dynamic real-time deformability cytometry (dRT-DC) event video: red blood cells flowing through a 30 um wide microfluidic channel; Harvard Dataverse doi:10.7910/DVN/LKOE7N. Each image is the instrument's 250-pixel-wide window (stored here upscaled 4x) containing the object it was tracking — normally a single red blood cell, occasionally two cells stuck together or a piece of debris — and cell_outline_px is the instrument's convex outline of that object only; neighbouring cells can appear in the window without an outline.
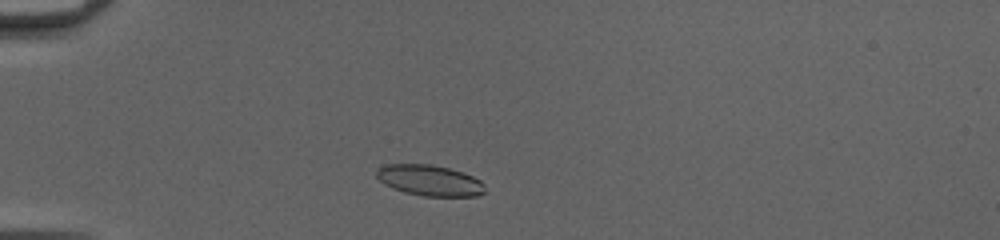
{"species": "common noctule bat (a hibernating species)", "species_latin": "Nyctalus noctula", "temperature_condition": "cold", "stored_images_in_passage": 41, "camera_frame_rate_fps": 3000, "um_per_image_px": 0.085, "animal": {"sex": "female", "body_mass_g": 20.0, "forearm_length_mm": 54.0}, "frame": {"image": 1, "passage_image": 5, "time_ms": 1.333, "image_size_px": [1000, 240], "cell_outline_px": [[484, 192], [476, 196], [424, 196], [404, 192], [392, 188], [384, 184], [376, 176], [376, 168], [384, 164], [432, 164], [464, 172], [480, 180], [484, 184]], "centroid_in_image_um": [36.49, 15.32], "position_along_channel_um": 48.5, "area_um2": 19.59}}
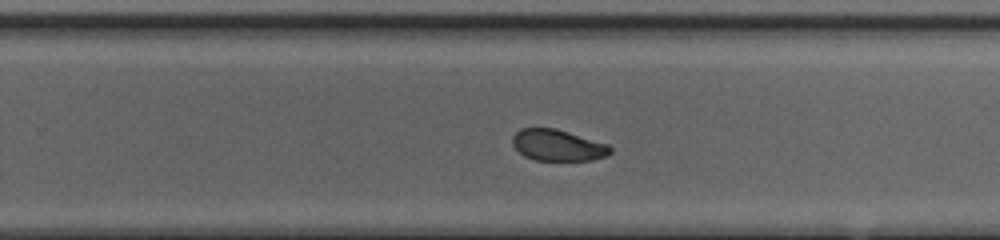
{"frame": {"image": 2, "passage_image": 24, "time_ms": 7.667, "image_size_px": [1000, 240], "cell_outline_px": [[612, 152], [604, 156], [592, 160], [536, 160], [524, 156], [512, 144], [512, 136], [520, 128], [556, 128], [608, 144], [612, 148]], "centroid_in_image_um": [47.4, 12.34], "position_along_channel_um": 282.4, "area_um2": 17.8}}
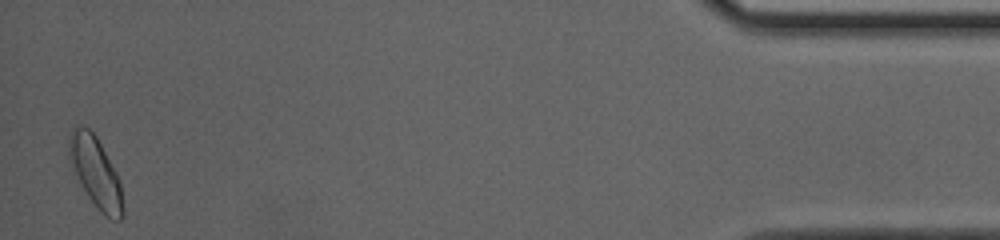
{"frame": {"image": 3, "passage_image": 40, "time_ms": 13.0, "image_size_px": [1000, 240], "cell_outline_px": [[124, 216], [120, 220], [112, 220], [100, 212], [88, 196], [68, 160], [68, 136], [72, 128], [76, 124], [88, 128], [96, 136], [116, 172], [120, 184], [124, 208]], "centroid_in_image_um": [8.11, 14.64], "position_along_channel_um": 427.1, "area_um2": 22.08}, "authors_computed_cell_mechanics": {"area_um2": 19.5942, "velocity_mm_per_s": 4.1545, "shape_relaxation_time_tau1_ms": 5.7004, "shape_relaxation_time_tau2_ms": 1.4663, "deformation_change_tau1": 0.1196, "deformation_change_tau2": 0.0603}}